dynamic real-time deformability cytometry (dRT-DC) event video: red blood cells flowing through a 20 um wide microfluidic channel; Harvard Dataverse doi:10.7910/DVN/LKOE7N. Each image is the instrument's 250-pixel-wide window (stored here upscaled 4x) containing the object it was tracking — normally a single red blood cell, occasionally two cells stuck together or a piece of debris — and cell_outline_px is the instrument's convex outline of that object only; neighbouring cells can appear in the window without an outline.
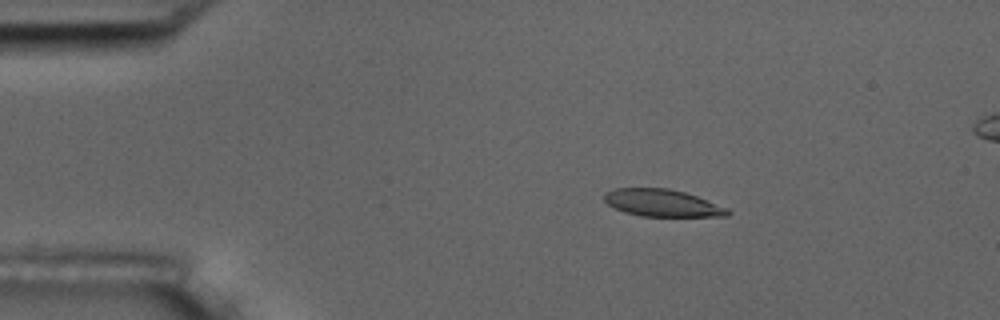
{"species": "common noctule bat (a hibernating species)", "species_latin": "Nyctalus noctula", "temperature_condition": "room temperature", "stored_images_in_passage": 5, "camera_frame_rate_fps": 3000, "um_per_image_px": 0.085, "animal": {"sex": "male", "body_mass_g": 17.5, "forearm_length_mm": 52.3}, "frame": {"image": 1, "passage_image": 2, "time_ms": 1.0, "image_size_px": [1000, 320], "cell_outline_px": [[732, 212], [728, 216], [640, 216], [624, 212], [608, 204], [604, 200], [604, 192], [612, 188], [668, 188], [684, 192], [696, 196], [728, 208]], "centroid_in_image_um": [56.27, 17.25], "position_along_channel_um": 28.7, "area_um2": 19.54}}